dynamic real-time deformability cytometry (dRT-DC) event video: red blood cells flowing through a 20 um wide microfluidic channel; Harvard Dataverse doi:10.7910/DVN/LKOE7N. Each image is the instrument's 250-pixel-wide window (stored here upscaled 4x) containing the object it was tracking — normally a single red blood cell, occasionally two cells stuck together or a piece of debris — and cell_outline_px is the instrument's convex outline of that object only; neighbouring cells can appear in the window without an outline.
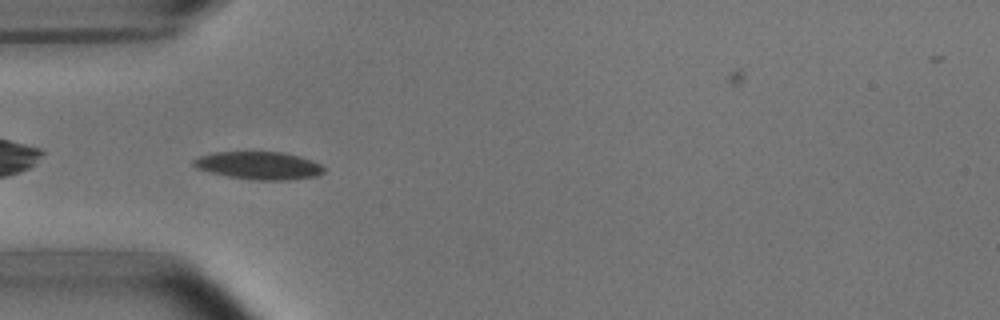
{"species": "common noctule bat (a hibernating species)", "species_latin": "Nyctalus noctula", "temperature_condition": "room temperature", "stored_images_in_passage": 36, "camera_frame_rate_fps": 3000, "um_per_image_px": 0.085, "animal": {"sex": "male", "body_mass_g": 15.6}, "frame": {"image": 1, "passage_image": 2, "time_ms": 0.333, "image_size_px": [1000, 320], "cell_outline_px": [[324, 172], [316, 176], [288, 180], [256, 180], [228, 176], [196, 168], [192, 164], [192, 160], [200, 156], [212, 152], [284, 152], [300, 156], [312, 160], [320, 164], [324, 168]], "centroid_in_image_um": [22.01, 14.06], "position_along_channel_um": 63.0, "area_um2": 21.04}}
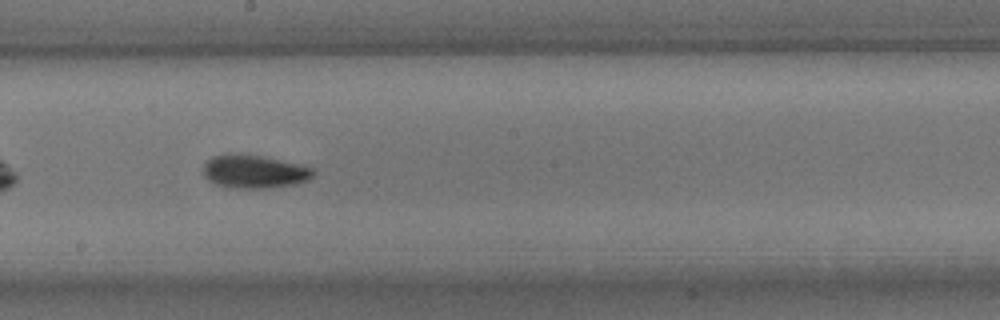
{"frame": {"image": 2, "passage_image": 15, "time_ms": 4.667, "image_size_px": [1000, 320], "cell_outline_px": [[316, 172], [308, 180], [292, 184], [264, 188], [228, 188], [216, 184], [208, 180], [204, 176], [204, 164], [212, 156], [260, 156], [300, 164], [316, 168]], "centroid_in_image_um": [21.65, 14.62], "position_along_channel_um": 226.5, "area_um2": 20.75}}
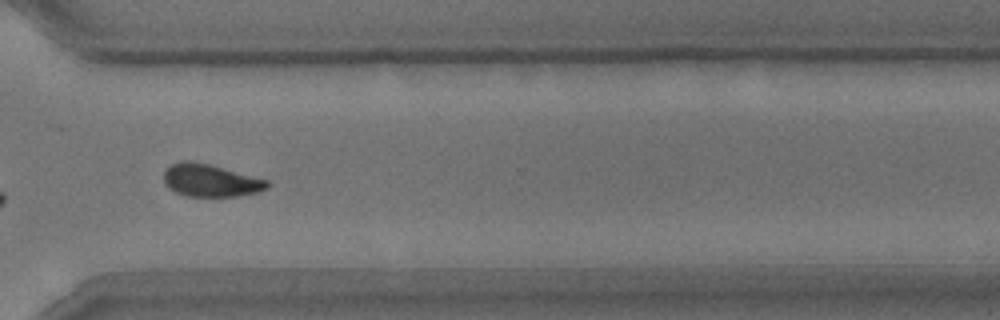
{"frame": {"image": 3, "passage_image": 25, "time_ms": 8.0, "image_size_px": [1000, 320], "cell_outline_px": [[268, 188], [256, 192], [236, 196], [188, 196], [176, 192], [168, 188], [164, 184], [164, 172], [172, 164], [184, 160], [192, 160], [208, 164], [268, 180]], "centroid_in_image_um": [17.86, 15.33], "position_along_channel_um": 352.7, "area_um2": 19.36}, "authors_computed_cell_mechanics": {"area_um2": 20.2878, "velocity_mm_per_s": 3.788, "shape_relaxation_time_tau1_ms": 3.3319, "shape_relaxation_time_tau2_ms": 3.167, "deformation_change_tau1": 0.1111, "deformation_change_tau2": 0.0851}}